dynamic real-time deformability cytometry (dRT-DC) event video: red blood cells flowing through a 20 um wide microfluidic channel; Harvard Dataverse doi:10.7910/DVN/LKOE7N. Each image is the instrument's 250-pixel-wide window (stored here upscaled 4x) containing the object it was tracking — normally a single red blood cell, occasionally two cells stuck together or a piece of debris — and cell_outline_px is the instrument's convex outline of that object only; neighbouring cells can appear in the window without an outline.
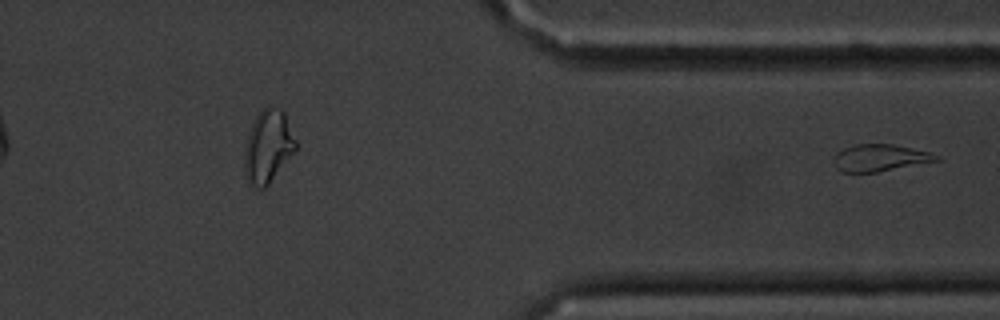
{"species": "common noctule bat (a hibernating species)", "species_latin": "Nyctalus noctula", "temperature_condition": "cold", "stored_images_in_passage": 35, "segment_of_instrument_passage": [2, 2], "camera_frame_rate_fps": 3000, "um_per_image_px": 0.085, "animal": {"sex": "male", "body_mass_g": 20.1, "forearm_length_mm": 53.5}, "frame": {"image": 1, "passage_image": 35, "time_ms": 11.333, "image_size_px": [1000, 320], "cell_outline_px": [[940, 160], [876, 172], [840, 172], [836, 168], [836, 152], [844, 148], [856, 144], [896, 144], [928, 152], [940, 156]], "centroid_in_image_um": [74.81, 13.41], "position_along_channel_um": 336.6, "area_um2": 15.9}}